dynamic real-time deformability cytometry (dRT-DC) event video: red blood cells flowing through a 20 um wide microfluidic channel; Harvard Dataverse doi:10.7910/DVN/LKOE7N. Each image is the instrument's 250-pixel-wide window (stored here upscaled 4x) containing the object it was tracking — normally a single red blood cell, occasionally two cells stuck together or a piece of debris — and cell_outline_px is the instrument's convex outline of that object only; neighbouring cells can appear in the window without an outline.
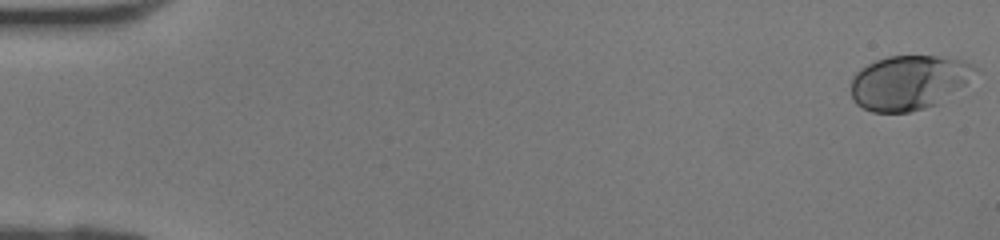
{"species": "human", "species_latin": "Homo sapiens", "temperature_condition": "room temperature", "stored_images_in_passage": 42, "camera_frame_rate_fps": 3000, "um_per_image_px": 0.085, "donor": {"sex": "female"}, "frame": {"image": 1, "passage_image": 1, "time_ms": 0.0, "image_size_px": [1000, 240], "cell_outline_px": [[980, 68], [964, 84], [940, 104], [908, 112], [872, 112], [856, 104], [852, 100], [852, 76], [860, 68], [876, 60], [888, 56], [936, 56], [964, 60]], "centroid_in_image_um": [77.25, 7.01], "position_along_channel_um": 7.8, "area_um2": 39.48}}
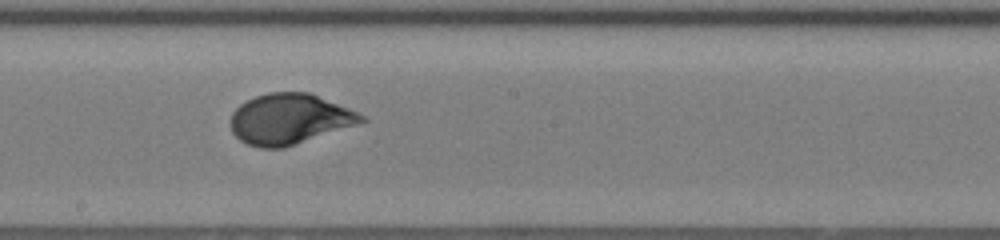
{"frame": {"image": 2, "passage_image": 24, "time_ms": 7.667, "image_size_px": [1000, 240], "cell_outline_px": [[368, 120], [284, 148], [260, 148], [248, 144], [240, 140], [232, 132], [232, 112], [240, 104], [256, 96], [268, 92], [308, 92], [348, 108], [364, 116]], "centroid_in_image_um": [24.58, 10.12], "position_along_channel_um": 223.6, "area_um2": 37.92}}
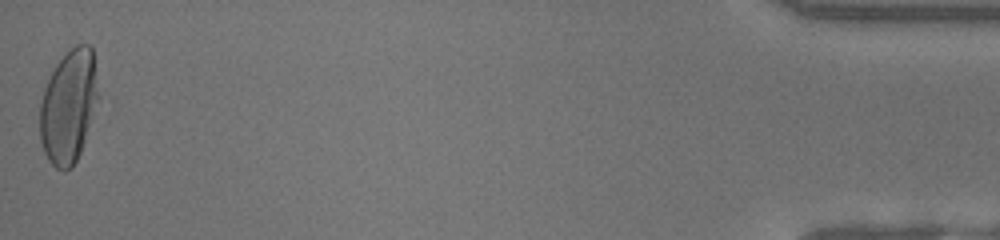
{"frame": {"image": 3, "passage_image": 42, "time_ms": 13.667, "image_size_px": [1000, 240], "cell_outline_px": [[100, 96], [80, 152], [76, 160], [64, 172], [56, 168], [48, 160], [44, 152], [40, 140], [40, 104], [44, 88], [56, 64], [76, 44], [92, 44]], "centroid_in_image_um": [5.85, 9.02], "position_along_channel_um": 429.4, "area_um2": 38.55}}